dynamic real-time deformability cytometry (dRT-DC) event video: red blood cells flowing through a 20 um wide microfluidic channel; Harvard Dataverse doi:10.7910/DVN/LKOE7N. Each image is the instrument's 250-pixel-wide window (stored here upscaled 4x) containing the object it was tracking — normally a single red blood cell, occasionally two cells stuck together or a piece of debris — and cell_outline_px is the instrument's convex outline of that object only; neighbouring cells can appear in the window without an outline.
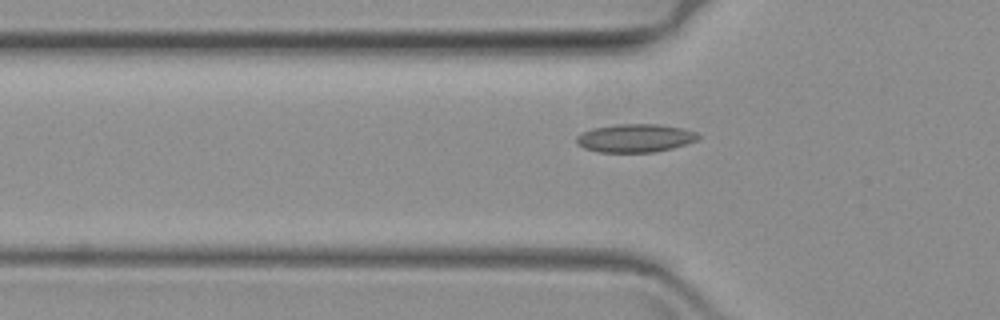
{"species": "common noctule bat (a hibernating species)", "species_latin": "Nyctalus noctula", "temperature_condition": "warm", "stored_images_in_passage": 37, "camera_frame_rate_fps": 3000, "um_per_image_px": 0.085, "animal": {"sex": "female", "body_mass_g": 19.3, "forearm_length_mm": 54.1}, "frame": {"image": 1, "passage_image": 2, "time_ms": 0.333, "image_size_px": [1000, 320], "cell_outline_px": [[700, 136], [696, 140], [672, 148], [656, 152], [600, 152], [584, 148], [576, 140], [576, 136], [592, 128], [620, 124], [660, 124], [684, 128], [696, 132]], "centroid_in_image_um": [54.01, 11.73], "position_along_channel_um": 71.8, "area_um2": 19.88}}
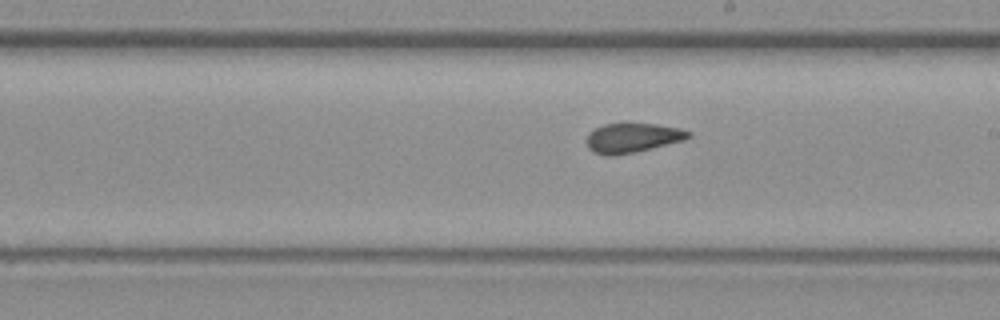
{"frame": {"image": 2, "passage_image": 17, "time_ms": 5.333, "image_size_px": [1000, 320], "cell_outline_px": [[692, 136], [684, 140], [636, 152], [612, 156], [604, 156], [592, 152], [588, 148], [588, 132], [604, 124], [624, 120], [628, 120], [656, 124], [680, 128], [692, 132]], "centroid_in_image_um": [53.76, 11.67], "position_along_channel_um": 235.2, "area_um2": 18.32}}
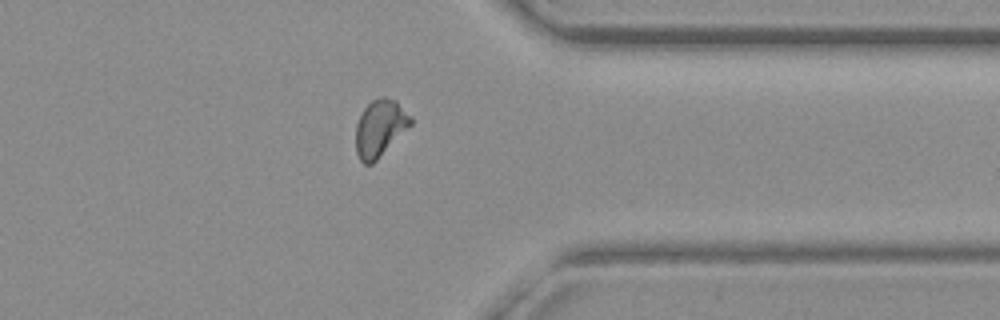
{"frame": {"image": 3, "passage_image": 31, "time_ms": 10.0, "image_size_px": [1000, 320], "cell_outline_px": [[412, 124], [372, 164], [364, 164], [360, 160], [356, 152], [356, 124], [364, 108], [372, 100], [380, 96], [384, 96], [396, 100], [412, 116]], "centroid_in_image_um": [32.3, 10.86], "position_along_channel_um": 379.1, "area_um2": 18.15}}